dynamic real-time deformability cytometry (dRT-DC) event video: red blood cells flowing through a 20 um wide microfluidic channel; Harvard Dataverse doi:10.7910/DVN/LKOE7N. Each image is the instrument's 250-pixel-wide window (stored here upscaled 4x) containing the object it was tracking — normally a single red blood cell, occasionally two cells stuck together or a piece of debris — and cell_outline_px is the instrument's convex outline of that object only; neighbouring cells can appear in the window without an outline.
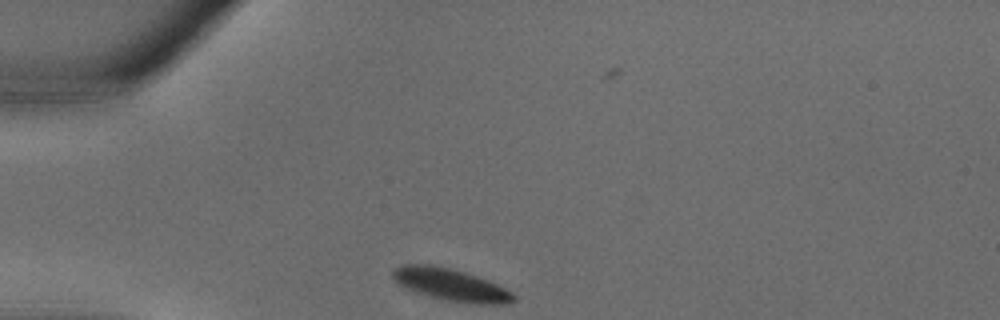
{"species": "common noctule bat (a hibernating species)", "species_latin": "Nyctalus noctula", "temperature_condition": "warm", "stored_images_in_passage": 27, "camera_frame_rate_fps": 3000, "um_per_image_px": 0.085, "animal": {"sex": "male", "body_mass_g": 18.8}, "frame": {"image": 1, "passage_image": 1, "time_ms": 0.0, "image_size_px": [1000, 320], "cell_outline_px": [[516, 300], [504, 304], [472, 304], [440, 300], [404, 288], [392, 280], [392, 268], [400, 264], [424, 264], [448, 268], [464, 272], [488, 280], [512, 292], [516, 296]], "centroid_in_image_um": [38.26, 24.21], "position_along_channel_um": 46.7, "area_um2": 22.95}}
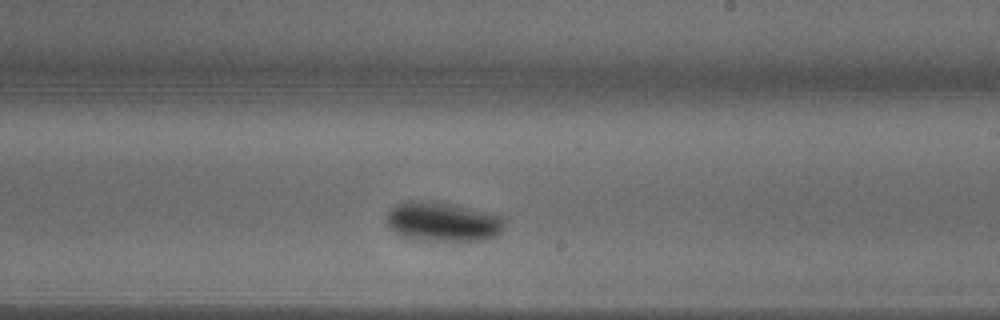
{"frame": {"image": 2, "passage_image": 13, "time_ms": 4.0, "image_size_px": [1000, 320], "cell_outline_px": [[508, 220], [504, 228], [496, 236], [484, 240], [420, 240], [400, 236], [388, 224], [388, 212], [396, 204], [408, 200], [432, 200], [452, 204], [504, 216]], "centroid_in_image_um": [37.69, 18.83], "position_along_channel_um": 251.3, "area_um2": 27.22}}
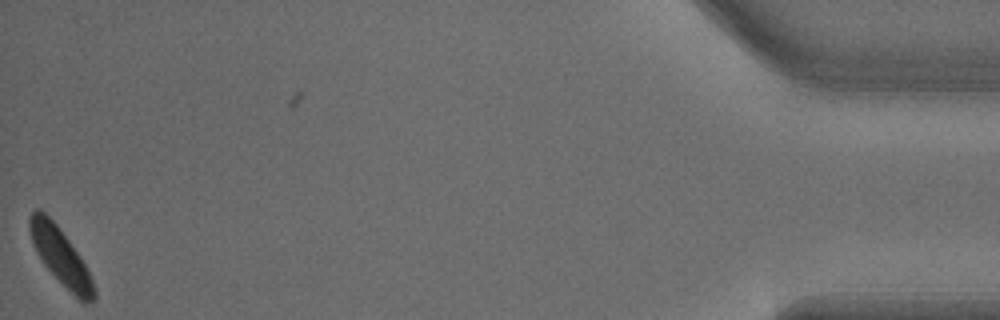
{"frame": {"image": 3, "passage_image": 27, "time_ms": 8.667, "image_size_px": [1000, 320], "cell_outline_px": [[96, 300], [88, 304], [84, 304], [44, 264], [36, 252], [32, 244], [28, 228], [28, 216], [36, 208], [40, 208], [56, 224], [80, 256], [96, 288]], "centroid_in_image_um": [5.14, 21.77], "position_along_channel_um": 430.1, "area_um2": 20.92}}